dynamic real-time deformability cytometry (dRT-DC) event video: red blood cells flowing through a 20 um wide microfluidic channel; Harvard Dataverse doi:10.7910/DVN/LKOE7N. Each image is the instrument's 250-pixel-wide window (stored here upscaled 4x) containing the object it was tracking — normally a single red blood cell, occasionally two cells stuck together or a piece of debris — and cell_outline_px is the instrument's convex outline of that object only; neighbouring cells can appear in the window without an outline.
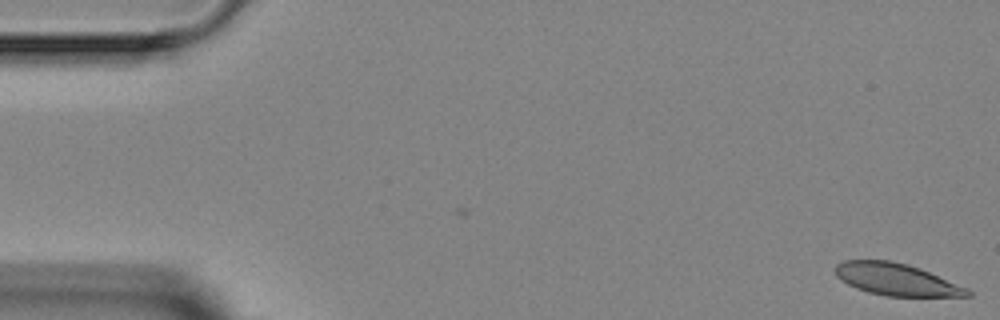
{"species": "Egyptian fruit bat (a non-hibernating species)", "species_latin": "Rousettus aegyptiacus", "temperature_condition": "room temperature", "stored_images_in_passage": 8, "camera_frame_rate_fps": 3000, "um_per_image_px": 0.085, "animal": {"sex": "female"}, "frame": {"image": 1, "passage_image": 1, "time_ms": 0.0, "image_size_px": [1000, 320], "cell_outline_px": [[972, 296], [888, 296], [868, 292], [856, 288], [840, 280], [836, 276], [836, 264], [844, 260], [892, 260], [920, 268], [968, 288], [972, 292]], "centroid_in_image_um": [76.19, 23.75], "position_along_channel_um": 8.8, "area_um2": 24.62}}
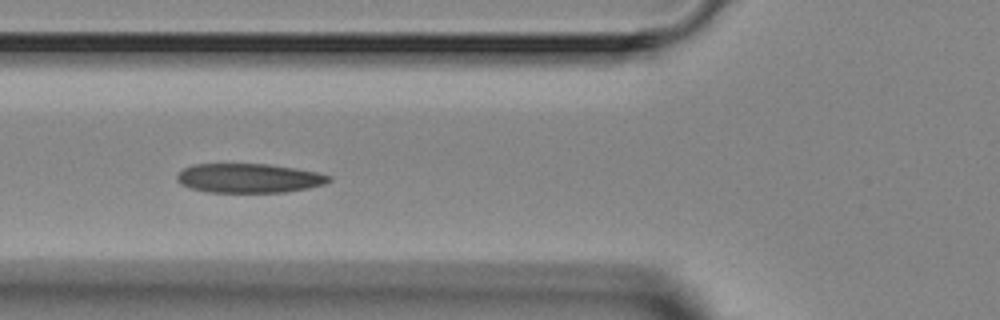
{"frame": {"image": 2, "passage_image": 6, "time_ms": 5.667, "image_size_px": [1000, 320], "cell_outline_px": [[332, 180], [324, 184], [308, 188], [284, 192], [208, 192], [192, 188], [180, 184], [176, 180], [176, 176], [184, 168], [192, 164], [268, 164], [296, 168], [320, 172], [332, 176]], "centroid_in_image_um": [21.19, 15.14], "position_along_channel_um": 104.6, "area_um2": 26.01}}
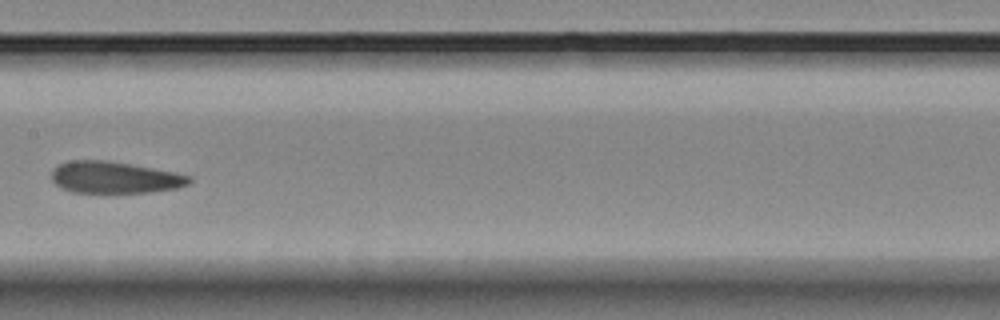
{"frame": {"image": 3, "passage_image": 8, "time_ms": 8.0, "image_size_px": [1000, 320], "cell_outline_px": [[192, 180], [188, 184], [176, 188], [152, 192], [72, 192], [56, 184], [52, 180], [52, 168], [68, 160], [104, 160], [152, 168], [192, 176]], "centroid_in_image_um": [9.73, 15.08], "position_along_channel_um": 197.7, "area_um2": 25.14}}